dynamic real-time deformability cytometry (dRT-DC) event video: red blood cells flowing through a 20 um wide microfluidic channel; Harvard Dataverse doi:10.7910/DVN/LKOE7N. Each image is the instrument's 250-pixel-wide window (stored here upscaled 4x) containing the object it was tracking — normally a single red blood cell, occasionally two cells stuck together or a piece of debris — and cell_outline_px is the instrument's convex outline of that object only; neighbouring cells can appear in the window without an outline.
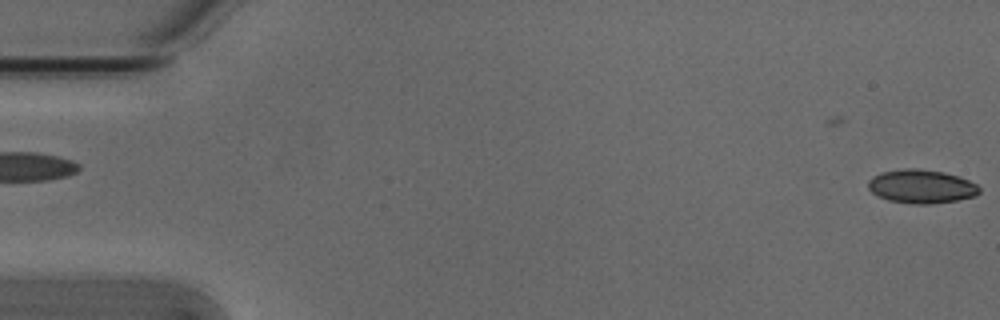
{"species": "Egyptian fruit bat (a non-hibernating species)", "species_latin": "Rousettus aegyptiacus", "temperature_condition": "cold", "stored_images_in_passage": 5, "segment_of_instrument_passage": [2, 2], "camera_frame_rate_fps": 3000, "um_per_image_px": 0.085, "animal": {"sex": "male"}, "frame": {"image": 1, "passage_image": 5, "time_ms": 1.333, "image_size_px": [1000, 320], "cell_outline_px": [[980, 192], [976, 196], [956, 200], [928, 204], [912, 204], [888, 200], [872, 192], [868, 188], [868, 180], [872, 176], [880, 172], [908, 168], [916, 168], [944, 172], [968, 180], [976, 184], [980, 188]], "centroid_in_image_um": [78.3, 15.84], "position_along_channel_um": 6.7, "area_um2": 21.73}}